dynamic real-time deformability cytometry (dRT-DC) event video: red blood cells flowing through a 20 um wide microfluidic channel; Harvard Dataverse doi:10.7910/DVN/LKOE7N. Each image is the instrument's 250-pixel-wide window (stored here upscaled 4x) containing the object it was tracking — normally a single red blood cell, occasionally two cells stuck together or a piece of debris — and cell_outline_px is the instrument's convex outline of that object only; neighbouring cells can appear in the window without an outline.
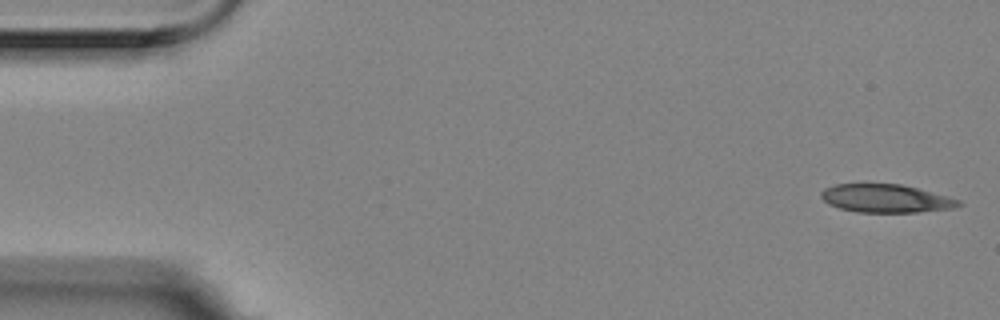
{"species": "Egyptian fruit bat (a non-hibernating species)", "species_latin": "Rousettus aegyptiacus", "temperature_condition": "room temperature", "stored_images_in_passage": 55, "camera_frame_rate_fps": 3000, "um_per_image_px": 0.085, "animal": {"sex": "female"}, "frame": {"image": 1, "passage_image": 1, "time_ms": 0.0, "image_size_px": [1000, 320], "cell_outline_px": [[964, 204], [956, 208], [916, 212], [856, 212], [840, 208], [828, 204], [820, 196], [820, 192], [824, 188], [836, 184], [900, 184], [916, 188], [960, 200]], "centroid_in_image_um": [75.28, 16.87], "position_along_channel_um": 9.7, "area_um2": 22.48}}
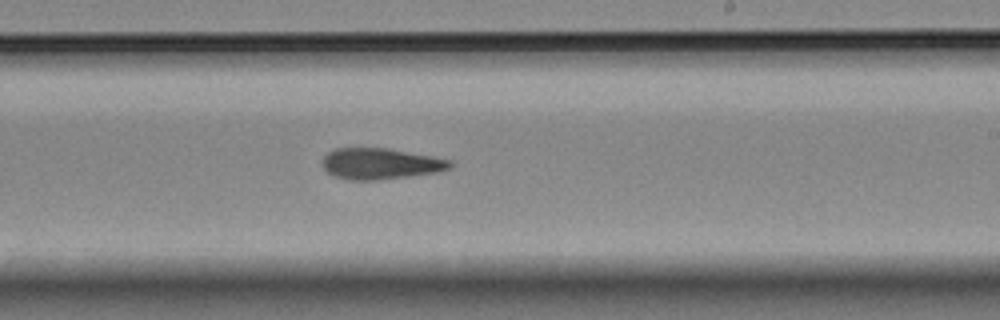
{"frame": {"image": 2, "passage_image": 32, "time_ms": 10.333, "image_size_px": [1000, 320], "cell_outline_px": [[452, 164], [448, 168], [436, 172], [408, 176], [376, 180], [352, 180], [336, 176], [328, 172], [320, 164], [324, 156], [328, 152], [336, 148], [388, 148], [432, 156], [452, 160]], "centroid_in_image_um": [32.31, 13.9], "position_along_channel_um": 256.7, "area_um2": 22.95}}
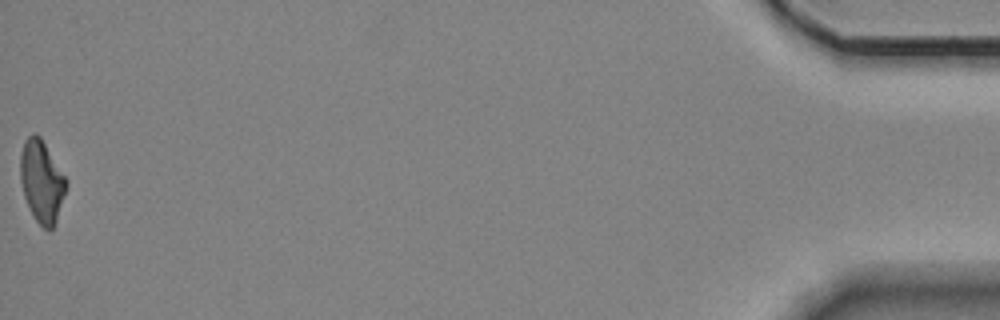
{"frame": {"image": 3, "passage_image": 55, "time_ms": 18.0, "image_size_px": [1000, 320], "cell_outline_px": [[68, 184], [56, 220], [52, 228], [48, 232], [36, 220], [24, 196], [20, 180], [20, 156], [24, 140], [32, 132], [36, 132], [40, 136], [68, 180]], "centroid_in_image_um": [3.55, 15.37], "position_along_channel_um": 431.7, "area_um2": 21.91}}